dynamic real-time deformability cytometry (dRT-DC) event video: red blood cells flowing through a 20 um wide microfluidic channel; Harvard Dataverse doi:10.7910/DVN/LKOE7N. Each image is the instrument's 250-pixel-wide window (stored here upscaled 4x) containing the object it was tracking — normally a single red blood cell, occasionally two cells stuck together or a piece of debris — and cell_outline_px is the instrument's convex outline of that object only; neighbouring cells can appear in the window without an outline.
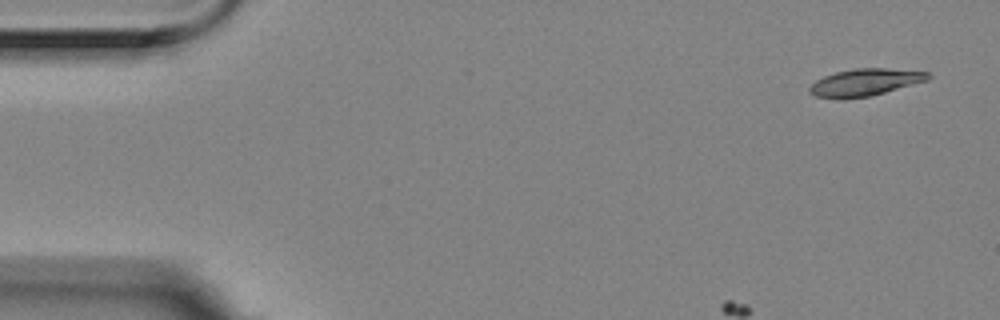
{"species": "Egyptian fruit bat (a non-hibernating species)", "species_latin": "Rousettus aegyptiacus", "temperature_condition": "room temperature", "stored_images_in_passage": 6, "camera_frame_rate_fps": 3000, "um_per_image_px": 0.085, "animal": {"sex": "female"}, "frame": {"image": 1, "passage_image": 1, "time_ms": 0.0, "image_size_px": [1000, 320], "cell_outline_px": [[932, 76], [928, 80], [872, 96], [816, 96], [808, 92], [808, 88], [816, 80], [824, 76], [836, 72], [856, 68], [884, 68], [928, 72]], "centroid_in_image_um": [73.59, 6.96], "position_along_channel_um": 11.4, "area_um2": 18.09}}
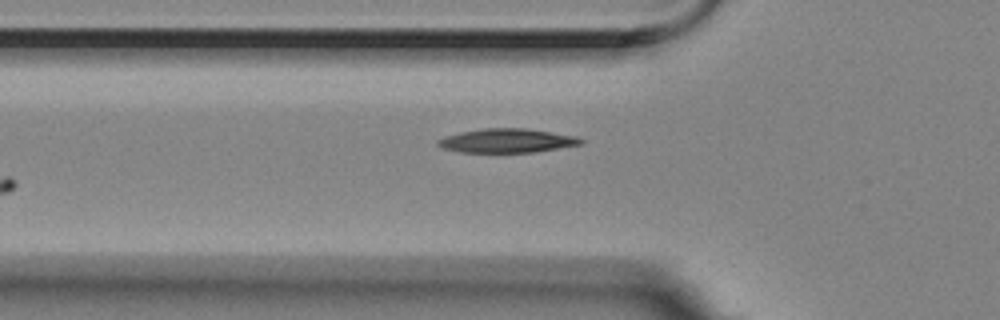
{"frame": {"image": 2, "passage_image": 5, "time_ms": 1.333, "image_size_px": [1000, 320], "cell_outline_px": [[584, 144], [536, 152], [460, 152], [440, 148], [436, 144], [436, 140], [444, 136], [460, 132], [484, 128], [524, 128], [552, 132], [576, 136], [584, 140]], "centroid_in_image_um": [43.08, 11.96], "position_along_channel_um": 82.7, "area_um2": 20.17}}
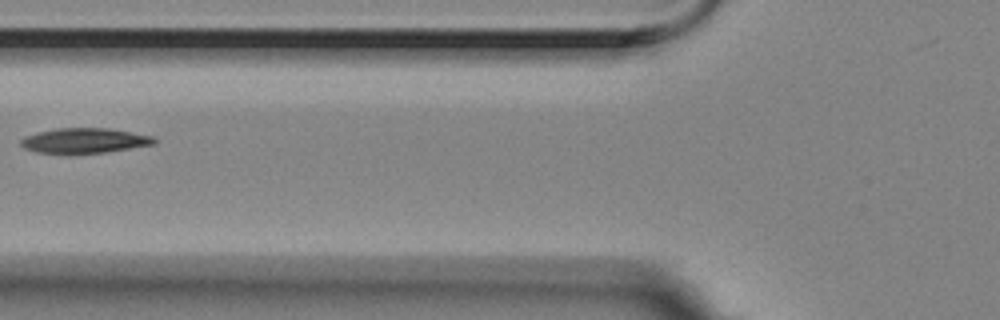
{"frame": {"image": 3, "passage_image": 6, "time_ms": 1.667, "image_size_px": [1000, 320], "cell_outline_px": [[156, 144], [104, 152], [68, 156], [36, 152], [24, 148], [20, 144], [20, 140], [24, 136], [56, 128], [108, 128], [156, 136]], "centroid_in_image_um": [7.16, 11.98], "position_along_channel_um": 118.6, "area_um2": 20.11}}